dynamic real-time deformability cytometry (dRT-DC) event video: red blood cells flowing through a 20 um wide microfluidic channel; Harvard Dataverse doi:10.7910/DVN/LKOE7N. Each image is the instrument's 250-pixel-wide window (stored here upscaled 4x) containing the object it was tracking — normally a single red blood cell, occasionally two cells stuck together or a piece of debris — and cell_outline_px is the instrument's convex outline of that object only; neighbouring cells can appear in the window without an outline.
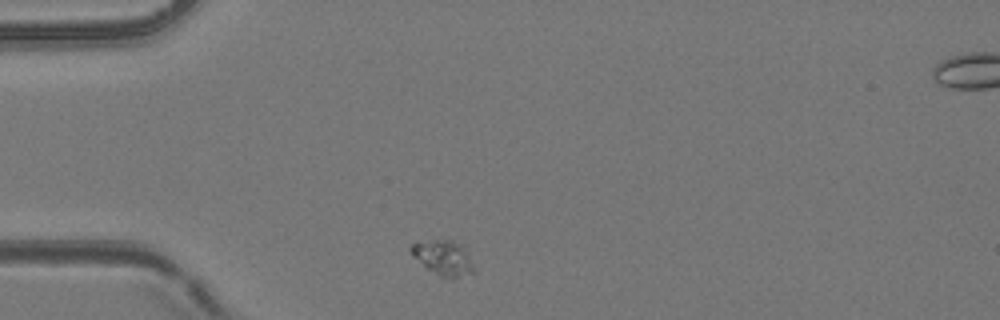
{"species": "common noctule bat (a hibernating species)", "species_latin": "Nyctalus noctula", "temperature_condition": "room temperature", "stored_images_in_passage": 2, "camera_frame_rate_fps": 3000, "um_per_image_px": 0.085, "animal": {"sex": "female", "body_mass_g": 24.6, "forearm_length_mm": 56.2}, "frame": {"image": 1, "passage_image": 1, "time_ms": 0.0, "image_size_px": [1000, 320], "cell_outline_px": [[476, 272], [452, 280], [440, 276], [428, 268], [412, 256], [408, 248], [412, 244], [432, 240], [452, 240], [460, 244], [476, 268]], "centroid_in_image_um": [37.7, 21.95], "position_along_channel_um": 47.3, "area_um2": 12.77}}